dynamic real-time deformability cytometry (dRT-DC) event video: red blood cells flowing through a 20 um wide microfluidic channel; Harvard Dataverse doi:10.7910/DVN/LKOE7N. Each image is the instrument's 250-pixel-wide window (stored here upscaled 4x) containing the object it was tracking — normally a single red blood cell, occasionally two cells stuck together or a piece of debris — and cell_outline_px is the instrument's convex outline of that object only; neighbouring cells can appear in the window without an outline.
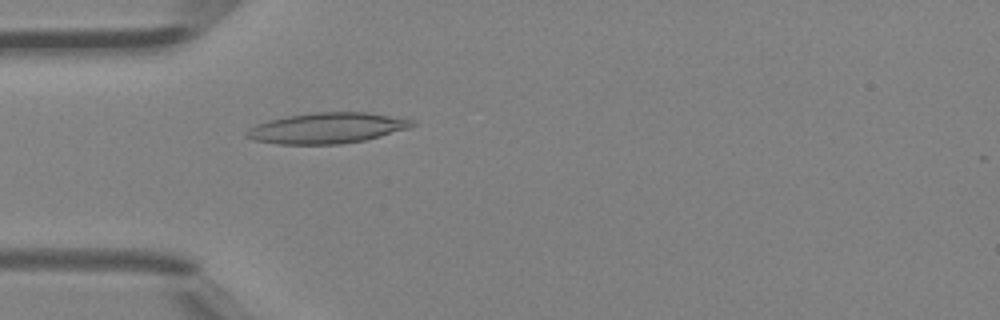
{"species": "Egyptian fruit bat (a non-hibernating species)", "species_latin": "Rousettus aegyptiacus", "temperature_condition": "room temperature", "stored_images_in_passage": 1, "camera_frame_rate_fps": 3000, "um_per_image_px": 0.085, "animal": {"sex": "female"}, "frame": {"image": 1, "passage_image": 1, "time_ms": 0.0, "image_size_px": [1000, 320], "cell_outline_px": [[416, 124], [408, 128], [380, 136], [364, 140], [340, 144], [276, 144], [252, 140], [244, 136], [244, 132], [248, 128], [256, 124], [268, 120], [288, 116], [312, 112], [368, 112], [416, 120]], "centroid_in_image_um": [27.75, 10.88], "position_along_channel_um": 57.2, "area_um2": 29.77}}